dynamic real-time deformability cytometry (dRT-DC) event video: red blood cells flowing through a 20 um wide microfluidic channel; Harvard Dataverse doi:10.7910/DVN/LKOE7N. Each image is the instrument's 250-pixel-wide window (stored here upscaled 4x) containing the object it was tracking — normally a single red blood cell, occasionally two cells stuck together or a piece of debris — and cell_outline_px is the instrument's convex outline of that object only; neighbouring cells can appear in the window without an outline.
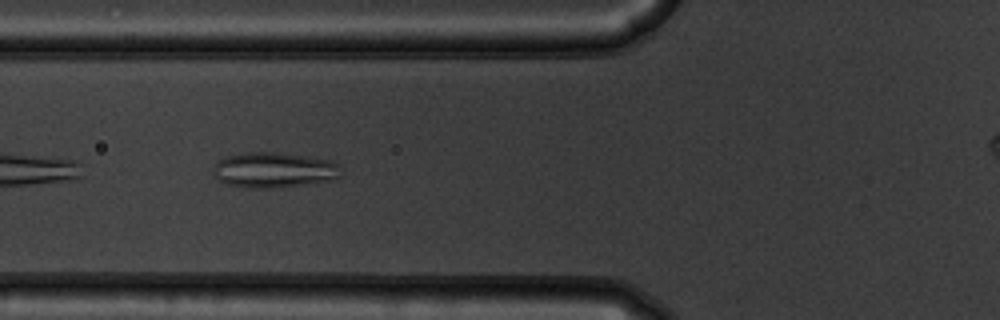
{"species": "common noctule bat (a hibernating species)", "species_latin": "Nyctalus noctula", "temperature_condition": "warm", "stored_images_in_passage": 12, "camera_frame_rate_fps": 3000, "um_per_image_px": 0.085, "animal": {"sex": "male", "body_mass_g": 19.5, "forearm_length_mm": 54.6}, "frame": {"image": 1, "passage_image": 4, "time_ms": 1.0, "image_size_px": [1000, 320], "cell_outline_px": [[340, 176], [336, 180], [272, 188], [244, 188], [228, 184], [220, 180], [212, 172], [212, 168], [216, 160], [224, 156], [244, 152], [276, 152], [308, 156], [332, 160], [336, 164]], "centroid_in_image_um": [23.23, 14.44], "position_along_channel_um": 102.6, "area_um2": 26.59}}